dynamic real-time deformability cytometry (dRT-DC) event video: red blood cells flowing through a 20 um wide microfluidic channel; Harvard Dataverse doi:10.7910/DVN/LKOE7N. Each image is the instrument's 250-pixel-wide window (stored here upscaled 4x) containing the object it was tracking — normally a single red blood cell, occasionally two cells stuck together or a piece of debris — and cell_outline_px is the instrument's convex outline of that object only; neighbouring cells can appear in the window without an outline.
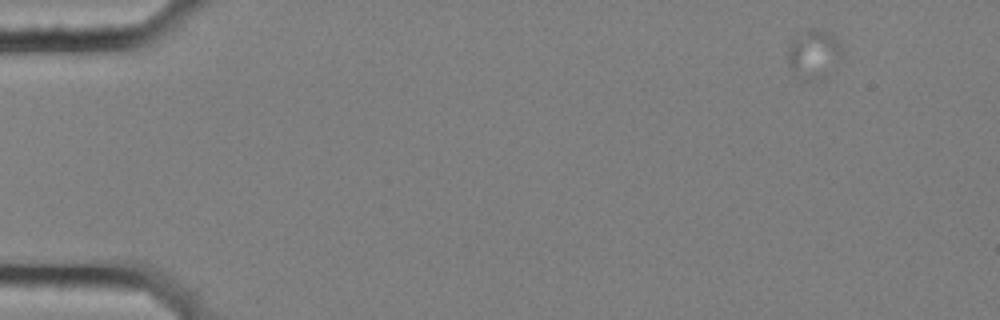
{"species": "common noctule bat (a hibernating species)", "species_latin": "Nyctalus noctula", "temperature_condition": "cold", "stored_images_in_passage": 54, "camera_frame_rate_fps": 3000, "um_per_image_px": 0.085, "animal": {"sex": "female", "body_mass_g": 25.1}, "frame": {"image": 1, "passage_image": 1, "time_ms": 0.0, "image_size_px": [1000, 320], "cell_outline_px": [[840, 56], [828, 76], [824, 80], [804, 80], [788, 64], [788, 48], [792, 40], [808, 28], [824, 28], [832, 32], [840, 48]], "centroid_in_image_um": [69.18, 4.58], "position_along_channel_um": 15.8, "area_um2": 15.37}}
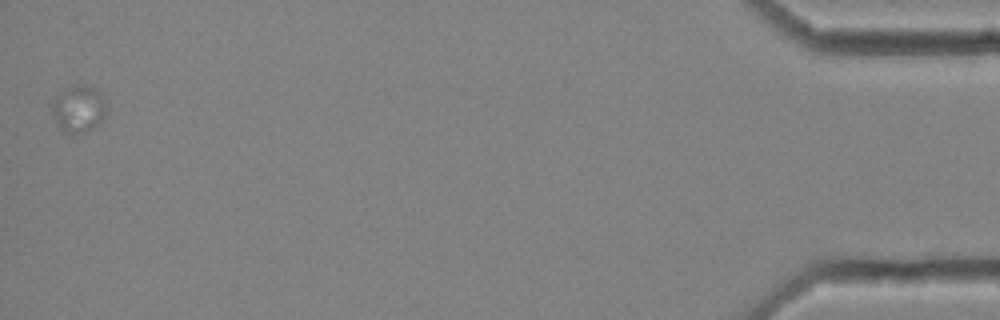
{"frame": {"image": 2, "passage_image": 54, "time_ms": 17.667, "image_size_px": [1000, 320], "cell_outline_px": [[108, 100], [104, 116], [100, 124], [84, 132], [64, 132], [60, 128], [52, 116], [52, 100], [60, 92], [76, 84], [84, 84], [100, 92]], "centroid_in_image_um": [6.7, 9.23], "position_along_channel_um": 428.5, "area_um2": 14.97}}